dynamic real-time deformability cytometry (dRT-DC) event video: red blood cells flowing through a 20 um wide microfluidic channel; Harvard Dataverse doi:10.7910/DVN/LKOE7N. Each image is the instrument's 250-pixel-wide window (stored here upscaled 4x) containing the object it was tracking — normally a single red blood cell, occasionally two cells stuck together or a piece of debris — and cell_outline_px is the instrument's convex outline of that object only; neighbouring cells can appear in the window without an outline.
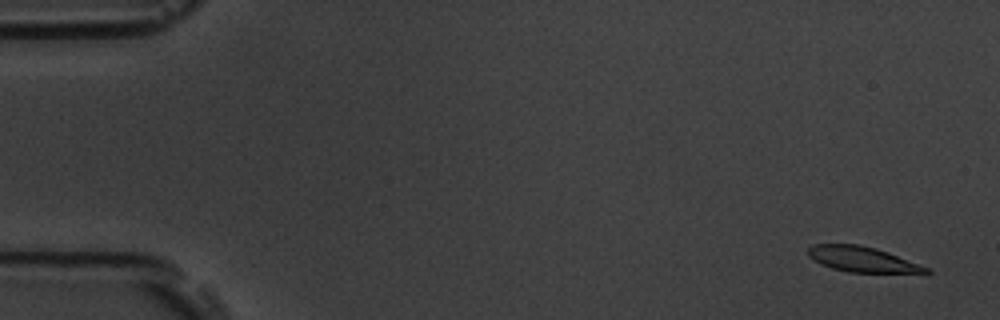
{"species": "common noctule bat (a hibernating species)", "species_latin": "Nyctalus noctula", "temperature_condition": "room temperature", "stored_images_in_passage": 58, "camera_frame_rate_fps": 3000, "um_per_image_px": 0.085, "animal": {"sex": "male", "body_mass_g": 19.5, "forearm_length_mm": 54.6}, "frame": {"image": 1, "passage_image": 3, "time_ms": 0.667, "image_size_px": [1000, 320], "cell_outline_px": [[932, 272], [848, 272], [832, 268], [808, 256], [808, 248], [812, 244], [860, 244], [876, 248], [888, 252], [928, 268]], "centroid_in_image_um": [73.24, 22.02], "position_along_channel_um": 11.8, "area_um2": 16.94}}
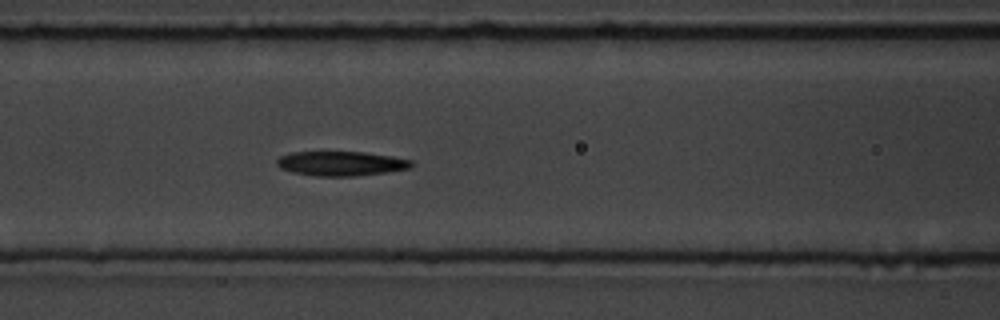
{"frame": {"image": 2, "passage_image": 25, "time_ms": 8.0, "image_size_px": [1000, 320], "cell_outline_px": [[416, 164], [408, 168], [388, 172], [352, 176], [316, 176], [292, 172], [280, 168], [276, 164], [276, 160], [280, 156], [292, 152], [364, 152], [392, 156], [412, 160]], "centroid_in_image_um": [28.99, 13.9], "position_along_channel_um": 137.6, "area_um2": 19.25}}
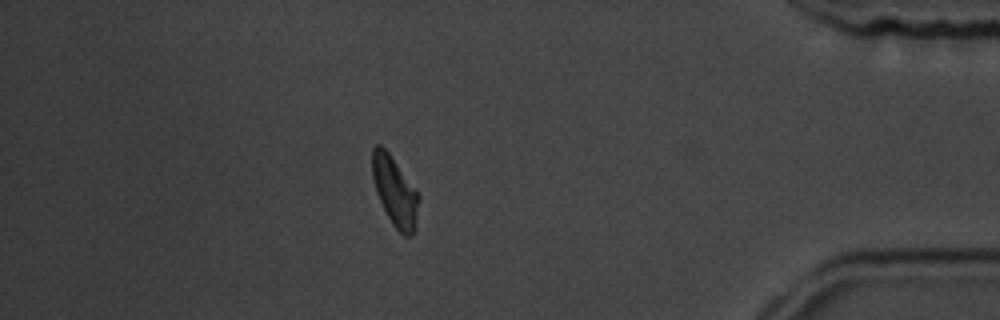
{"frame": {"image": 3, "passage_image": 51, "time_ms": 16.667, "image_size_px": [1000, 320], "cell_outline_px": [[420, 200], [416, 228], [412, 236], [404, 236], [392, 224], [376, 192], [372, 176], [372, 148], [376, 144], [380, 144], [388, 152], [420, 196]], "centroid_in_image_um": [33.58, 16.3], "position_along_channel_um": 401.6, "area_um2": 18.67}, "authors_computed_cell_mechanics": {"area_um2": 19.2763, "velocity_mm_per_s": 3.5258, "shape_relaxation_time_tau1_ms": 5.6586, "shape_relaxation_time_tau2_ms": 7.7631, "deformation_change_tau1": 0.158, "deformation_change_tau2": 0.1565}}